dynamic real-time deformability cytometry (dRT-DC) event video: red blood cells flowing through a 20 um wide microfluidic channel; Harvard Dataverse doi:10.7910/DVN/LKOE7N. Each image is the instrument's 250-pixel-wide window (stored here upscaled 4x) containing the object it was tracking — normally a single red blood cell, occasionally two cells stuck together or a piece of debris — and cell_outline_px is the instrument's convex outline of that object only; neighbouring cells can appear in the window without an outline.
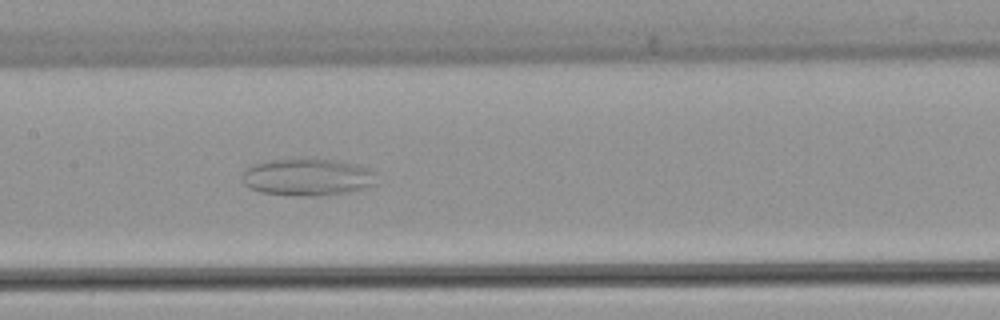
{"species": "common noctule bat (a hibernating species)", "species_latin": "Nyctalus noctula", "temperature_condition": "warm", "stored_images_in_passage": 45, "segment_of_instrument_passage": [1, 2], "camera_frame_rate_fps": 3000, "um_per_image_px": 0.085, "animal": {"sex": "female", "body_mass_g": 22.7, "forearm_length_mm": 54.2}, "frame": {"image": 1, "passage_image": 17, "time_ms": 5.333, "image_size_px": [1000, 320], "cell_outline_px": [[376, 184], [364, 188], [348, 192], [316, 196], [288, 196], [260, 192], [248, 188], [244, 184], [244, 168], [248, 164], [264, 160], [296, 156], [304, 156], [336, 160], [356, 164], [368, 168], [372, 172]], "centroid_in_image_um": [26.04, 15.01], "position_along_channel_um": 181.4, "area_um2": 30.23}}
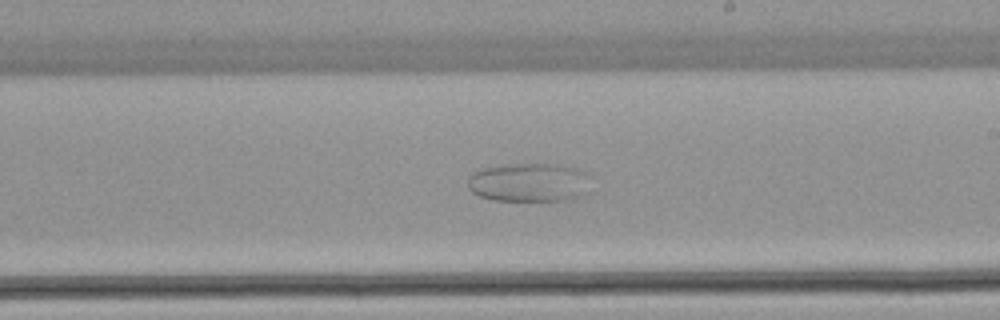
{"frame": {"image": 2, "passage_image": 22, "time_ms": 7.0, "image_size_px": [1000, 320], "cell_outline_px": [[592, 176], [584, 196], [564, 200], [492, 200], [480, 196], [472, 192], [468, 188], [468, 176], [472, 172], [484, 168], [504, 164], [556, 164], [576, 168], [588, 172]], "centroid_in_image_um": [45.0, 15.49], "position_along_channel_um": 244.0, "area_um2": 28.15}}
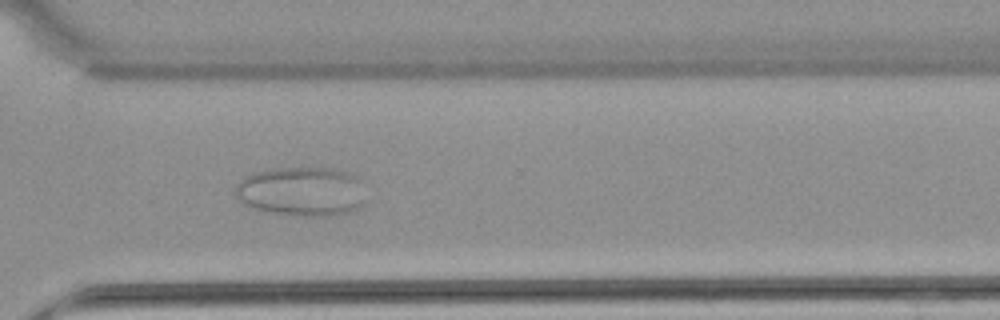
{"frame": {"image": 3, "passage_image": 30, "time_ms": 9.667, "image_size_px": [1000, 320], "cell_outline_px": [[368, 200], [364, 204], [348, 212], [332, 216], [284, 216], [256, 208], [244, 204], [236, 196], [236, 184], [244, 176], [252, 172], [272, 168], [332, 168], [348, 172], [364, 180]], "centroid_in_image_um": [25.71, 16.27], "position_along_channel_um": 344.9, "area_um2": 38.49}}